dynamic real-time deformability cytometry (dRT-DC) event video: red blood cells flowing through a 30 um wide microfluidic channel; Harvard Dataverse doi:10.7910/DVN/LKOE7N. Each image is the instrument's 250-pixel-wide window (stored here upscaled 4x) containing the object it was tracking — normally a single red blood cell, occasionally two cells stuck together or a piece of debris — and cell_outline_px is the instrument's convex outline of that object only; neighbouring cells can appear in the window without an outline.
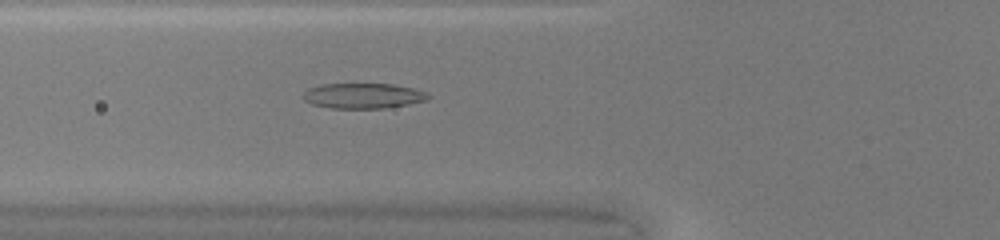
{"species": "common noctule bat (a hibernating species)", "species_latin": "Nyctalus noctula", "temperature_condition": "warm", "stored_images_in_passage": 35, "camera_frame_rate_fps": 3000, "um_per_image_px": 0.085, "animal": {"sex": "female", "body_mass_g": 20.0, "forearm_length_mm": 54.0}, "frame": {"image": 1, "passage_image": 6, "time_ms": 1.667, "image_size_px": [1000, 240], "cell_outline_px": [[432, 96], [428, 100], [408, 104], [384, 108], [332, 108], [312, 104], [304, 100], [304, 92], [308, 88], [324, 84], [392, 84], [412, 88], [428, 92]], "centroid_in_image_um": [30.91, 8.14], "position_along_channel_um": 94.9, "area_um2": 18.38}}
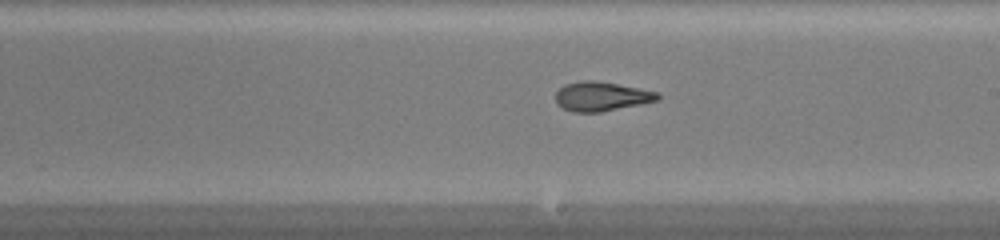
{"frame": {"image": 2, "passage_image": 16, "time_ms": 5.0, "image_size_px": [1000, 240], "cell_outline_px": [[660, 96], [656, 100], [640, 104], [600, 112], [572, 112], [556, 104], [556, 92], [564, 84], [584, 80], [592, 80], [616, 84], [656, 92]], "centroid_in_image_um": [51.05, 8.2], "position_along_channel_um": 238.0, "area_um2": 17.05}}
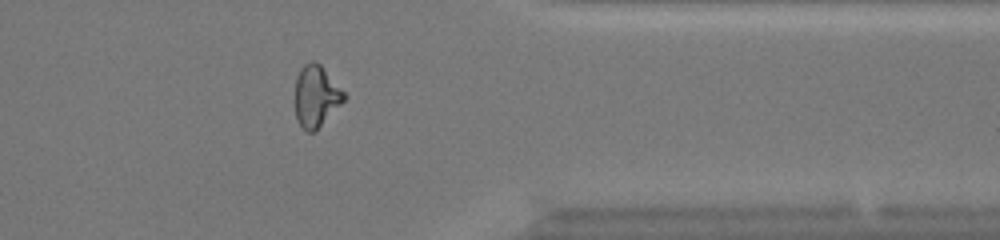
{"frame": {"image": 3, "passage_image": 27, "time_ms": 8.667, "image_size_px": [1000, 240], "cell_outline_px": [[348, 96], [312, 132], [308, 132], [296, 120], [296, 76], [300, 68], [304, 64], [312, 60], [316, 60], [320, 64]], "centroid_in_image_um": [26.85, 8.11], "position_along_channel_um": 384.5, "area_um2": 17.11}}